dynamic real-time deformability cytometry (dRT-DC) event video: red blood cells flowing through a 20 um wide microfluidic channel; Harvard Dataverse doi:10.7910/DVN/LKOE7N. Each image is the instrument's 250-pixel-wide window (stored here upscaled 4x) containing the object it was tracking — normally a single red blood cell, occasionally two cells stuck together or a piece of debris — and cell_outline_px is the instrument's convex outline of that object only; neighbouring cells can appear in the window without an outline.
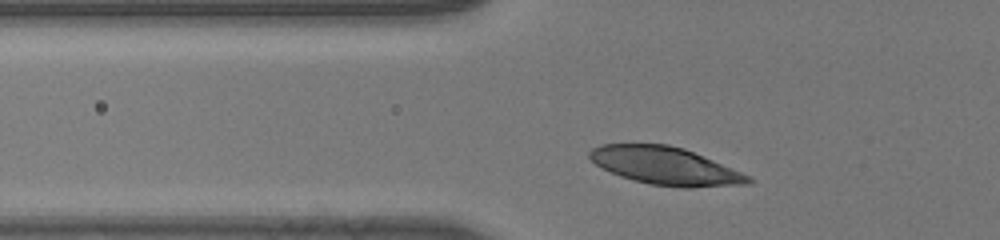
{"species": "human", "species_latin": "Homo sapiens", "temperature_condition": "room temperature", "stored_images_in_passage": 28, "camera_frame_rate_fps": 3000, "um_per_image_px": 0.085, "donor": {"sex": "male"}, "frame": {"image": 1, "passage_image": 4, "time_ms": 1.0, "image_size_px": [1000, 240], "cell_outline_px": [[752, 180], [748, 184], [692, 188], [680, 188], [652, 184], [632, 180], [620, 176], [596, 164], [588, 156], [588, 152], [592, 148], [604, 144], [668, 144], [684, 148], [752, 176]], "centroid_in_image_um": [56.59, 14.11], "position_along_channel_um": 69.2, "area_um2": 34.85}}
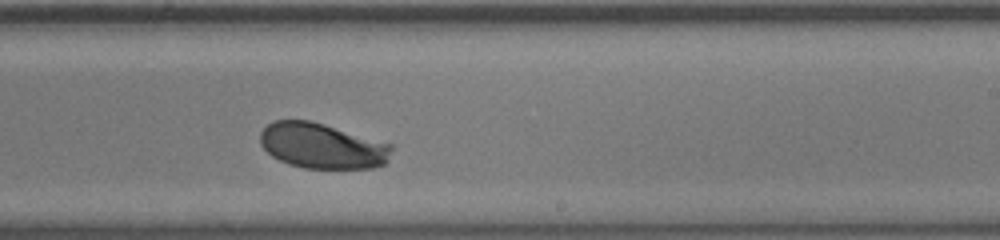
{"frame": {"image": 2, "passage_image": 18, "time_ms": 5.667, "image_size_px": [1000, 240], "cell_outline_px": [[392, 148], [388, 160], [384, 164], [372, 168], [304, 168], [288, 164], [272, 156], [260, 144], [260, 132], [272, 120], [308, 120], [324, 124], [392, 144]], "centroid_in_image_um": [27.36, 12.4], "position_along_channel_um": 261.6, "area_um2": 34.68}}
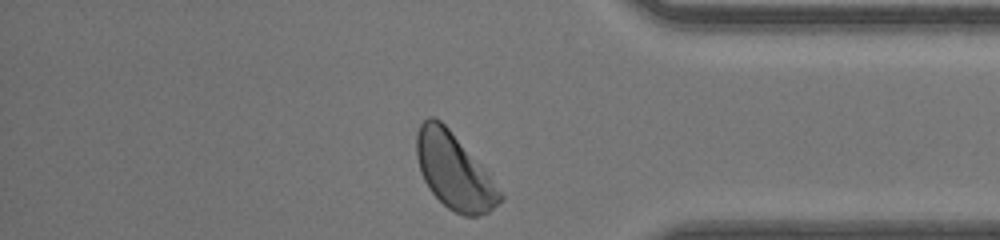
{"frame": {"image": 3, "passage_image": 28, "time_ms": 9.0, "image_size_px": [1000, 240], "cell_outline_px": [[504, 196], [488, 212], [476, 216], [464, 216], [448, 208], [428, 188], [420, 172], [416, 156], [416, 132], [420, 124], [428, 116], [432, 116], [440, 120], [448, 128]], "centroid_in_image_um": [38.51, 14.54], "position_along_channel_um": 396.7, "area_um2": 35.6}}